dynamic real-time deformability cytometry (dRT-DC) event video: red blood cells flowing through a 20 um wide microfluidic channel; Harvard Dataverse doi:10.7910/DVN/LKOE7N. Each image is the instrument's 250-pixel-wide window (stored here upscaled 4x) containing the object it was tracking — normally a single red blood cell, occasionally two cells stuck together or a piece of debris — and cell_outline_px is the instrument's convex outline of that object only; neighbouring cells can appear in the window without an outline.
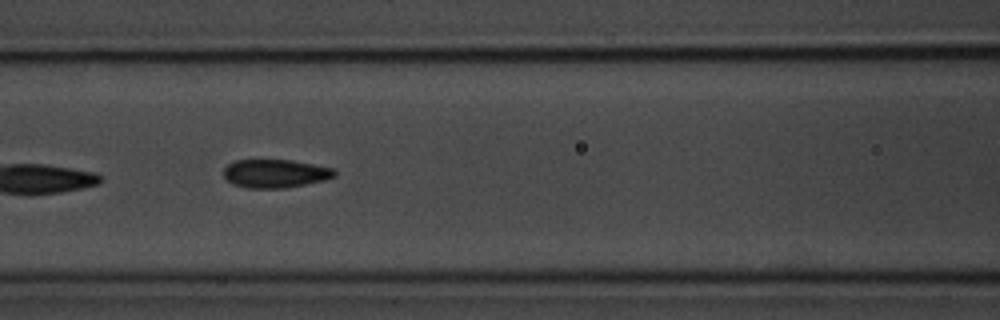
{"species": "common noctule bat (a hibernating species)", "species_latin": "Nyctalus noctula", "temperature_condition": "room temperature", "stored_images_in_passage": 25, "camera_frame_rate_fps": 3000, "um_per_image_px": 0.085, "animal": {"sex": "male", "body_mass_g": 20.1, "forearm_length_mm": 53.5}, "frame": {"image": 1, "passage_image": 8, "time_ms": 2.333, "image_size_px": [1000, 320], "cell_outline_px": [[336, 176], [324, 180], [284, 188], [248, 188], [232, 184], [224, 176], [224, 168], [228, 164], [236, 160], [292, 160], [336, 168]], "centroid_in_image_um": [23.42, 14.74], "position_along_channel_um": 143.2, "area_um2": 18.38}}
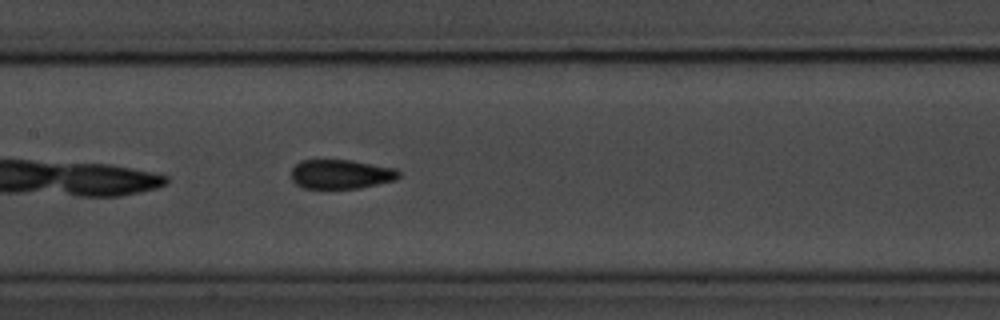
{"frame": {"image": 2, "passage_image": 11, "time_ms": 3.333, "image_size_px": [1000, 320], "cell_outline_px": [[400, 176], [396, 180], [360, 188], [304, 188], [296, 184], [292, 180], [292, 168], [300, 160], [352, 160], [396, 168], [400, 172]], "centroid_in_image_um": [29.0, 14.8], "position_along_channel_um": 178.4, "area_um2": 18.44}}